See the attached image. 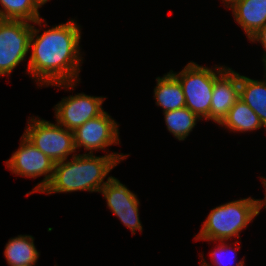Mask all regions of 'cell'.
<instances>
[{
  "label": "cell",
  "instance_id": "6da1fadb",
  "mask_svg": "<svg viewBox=\"0 0 266 266\" xmlns=\"http://www.w3.org/2000/svg\"><path fill=\"white\" fill-rule=\"evenodd\" d=\"M75 19L49 27L39 34L48 24L44 18L32 24L30 36L29 61L26 73L42 88L54 86L64 90H74L79 81L81 64L80 49L81 26ZM46 22V23H44ZM44 23V24H43ZM44 27H43V26Z\"/></svg>",
  "mask_w": 266,
  "mask_h": 266
},
{
  "label": "cell",
  "instance_id": "7a4b0ae2",
  "mask_svg": "<svg viewBox=\"0 0 266 266\" xmlns=\"http://www.w3.org/2000/svg\"><path fill=\"white\" fill-rule=\"evenodd\" d=\"M129 154L110 152L103 156L76 154L71 160L56 162L49 185L41 192L46 195L75 191L100 192L109 181L104 179Z\"/></svg>",
  "mask_w": 266,
  "mask_h": 266
},
{
  "label": "cell",
  "instance_id": "3957f363",
  "mask_svg": "<svg viewBox=\"0 0 266 266\" xmlns=\"http://www.w3.org/2000/svg\"><path fill=\"white\" fill-rule=\"evenodd\" d=\"M258 200L252 197L230 201L213 208L202 222L196 240L207 242L240 238V234L259 215Z\"/></svg>",
  "mask_w": 266,
  "mask_h": 266
},
{
  "label": "cell",
  "instance_id": "277c9868",
  "mask_svg": "<svg viewBox=\"0 0 266 266\" xmlns=\"http://www.w3.org/2000/svg\"><path fill=\"white\" fill-rule=\"evenodd\" d=\"M228 68L225 65L212 68L190 61L180 72H170L179 80L185 95V107L199 118L209 121L214 81Z\"/></svg>",
  "mask_w": 266,
  "mask_h": 266
},
{
  "label": "cell",
  "instance_id": "5b68a950",
  "mask_svg": "<svg viewBox=\"0 0 266 266\" xmlns=\"http://www.w3.org/2000/svg\"><path fill=\"white\" fill-rule=\"evenodd\" d=\"M23 135L55 163L67 160L69 155L72 157L77 154L74 132L57 122L54 124L39 116L29 117Z\"/></svg>",
  "mask_w": 266,
  "mask_h": 266
},
{
  "label": "cell",
  "instance_id": "8992f818",
  "mask_svg": "<svg viewBox=\"0 0 266 266\" xmlns=\"http://www.w3.org/2000/svg\"><path fill=\"white\" fill-rule=\"evenodd\" d=\"M6 168L12 174L26 178L44 176L35 188L26 195L42 192L51 182L54 174L55 162L34 146L23 134L19 148L5 162Z\"/></svg>",
  "mask_w": 266,
  "mask_h": 266
},
{
  "label": "cell",
  "instance_id": "52a82bcc",
  "mask_svg": "<svg viewBox=\"0 0 266 266\" xmlns=\"http://www.w3.org/2000/svg\"><path fill=\"white\" fill-rule=\"evenodd\" d=\"M32 24L25 20L0 19V76L26 61L29 53Z\"/></svg>",
  "mask_w": 266,
  "mask_h": 266
},
{
  "label": "cell",
  "instance_id": "ba28073f",
  "mask_svg": "<svg viewBox=\"0 0 266 266\" xmlns=\"http://www.w3.org/2000/svg\"><path fill=\"white\" fill-rule=\"evenodd\" d=\"M74 146L77 149L84 148L88 154L94 151L106 150L111 145H119V124L108 112L103 111L99 116L89 119L74 131Z\"/></svg>",
  "mask_w": 266,
  "mask_h": 266
},
{
  "label": "cell",
  "instance_id": "9c48e42d",
  "mask_svg": "<svg viewBox=\"0 0 266 266\" xmlns=\"http://www.w3.org/2000/svg\"><path fill=\"white\" fill-rule=\"evenodd\" d=\"M99 193L106 199L110 212L117 216L133 235L136 234V231L142 232L143 226L139 217L140 202L133 191H130L117 178L109 176V181Z\"/></svg>",
  "mask_w": 266,
  "mask_h": 266
},
{
  "label": "cell",
  "instance_id": "30bf717a",
  "mask_svg": "<svg viewBox=\"0 0 266 266\" xmlns=\"http://www.w3.org/2000/svg\"><path fill=\"white\" fill-rule=\"evenodd\" d=\"M106 97L77 93L62 98L54 106L56 122L70 131H74L89 119L99 116L103 111Z\"/></svg>",
  "mask_w": 266,
  "mask_h": 266
},
{
  "label": "cell",
  "instance_id": "8fae6325",
  "mask_svg": "<svg viewBox=\"0 0 266 266\" xmlns=\"http://www.w3.org/2000/svg\"><path fill=\"white\" fill-rule=\"evenodd\" d=\"M238 99L239 73L228 67L214 81L209 120L219 125Z\"/></svg>",
  "mask_w": 266,
  "mask_h": 266
},
{
  "label": "cell",
  "instance_id": "7c38bea8",
  "mask_svg": "<svg viewBox=\"0 0 266 266\" xmlns=\"http://www.w3.org/2000/svg\"><path fill=\"white\" fill-rule=\"evenodd\" d=\"M224 5L248 39L266 25V0H228Z\"/></svg>",
  "mask_w": 266,
  "mask_h": 266
},
{
  "label": "cell",
  "instance_id": "4fadbf2b",
  "mask_svg": "<svg viewBox=\"0 0 266 266\" xmlns=\"http://www.w3.org/2000/svg\"><path fill=\"white\" fill-rule=\"evenodd\" d=\"M154 99L156 105L162 107L163 113L185 107V95L182 86L170 71L163 77L156 78Z\"/></svg>",
  "mask_w": 266,
  "mask_h": 266
},
{
  "label": "cell",
  "instance_id": "5bb4252c",
  "mask_svg": "<svg viewBox=\"0 0 266 266\" xmlns=\"http://www.w3.org/2000/svg\"><path fill=\"white\" fill-rule=\"evenodd\" d=\"M31 235H18L6 243L4 257L9 266H35L40 253Z\"/></svg>",
  "mask_w": 266,
  "mask_h": 266
},
{
  "label": "cell",
  "instance_id": "9a60e30c",
  "mask_svg": "<svg viewBox=\"0 0 266 266\" xmlns=\"http://www.w3.org/2000/svg\"><path fill=\"white\" fill-rule=\"evenodd\" d=\"M263 80H254L239 74V98L258 116L266 128V71Z\"/></svg>",
  "mask_w": 266,
  "mask_h": 266
},
{
  "label": "cell",
  "instance_id": "2e32d148",
  "mask_svg": "<svg viewBox=\"0 0 266 266\" xmlns=\"http://www.w3.org/2000/svg\"><path fill=\"white\" fill-rule=\"evenodd\" d=\"M219 125L233 133L252 132L261 128L266 130L259 116L240 98Z\"/></svg>",
  "mask_w": 266,
  "mask_h": 266
},
{
  "label": "cell",
  "instance_id": "e0dca14e",
  "mask_svg": "<svg viewBox=\"0 0 266 266\" xmlns=\"http://www.w3.org/2000/svg\"><path fill=\"white\" fill-rule=\"evenodd\" d=\"M166 127L179 141H184L193 131L198 121L201 120L187 107L164 112Z\"/></svg>",
  "mask_w": 266,
  "mask_h": 266
},
{
  "label": "cell",
  "instance_id": "ac0fdd59",
  "mask_svg": "<svg viewBox=\"0 0 266 266\" xmlns=\"http://www.w3.org/2000/svg\"><path fill=\"white\" fill-rule=\"evenodd\" d=\"M0 6V19L25 20L33 23L42 18L39 7L33 0H0Z\"/></svg>",
  "mask_w": 266,
  "mask_h": 266
},
{
  "label": "cell",
  "instance_id": "d6986e66",
  "mask_svg": "<svg viewBox=\"0 0 266 266\" xmlns=\"http://www.w3.org/2000/svg\"><path fill=\"white\" fill-rule=\"evenodd\" d=\"M219 245L211 251V262L214 266H232L233 262L236 261L237 249H240L239 241H235V246L233 242L231 246L226 241H218ZM234 245V246H233ZM231 255V256H230ZM227 258V260H225ZM244 257L237 262L234 266H245ZM226 262V263H224Z\"/></svg>",
  "mask_w": 266,
  "mask_h": 266
},
{
  "label": "cell",
  "instance_id": "ffe728a7",
  "mask_svg": "<svg viewBox=\"0 0 266 266\" xmlns=\"http://www.w3.org/2000/svg\"><path fill=\"white\" fill-rule=\"evenodd\" d=\"M252 43H261L263 46L264 54L262 56V62L264 65V68L266 67V25L259 29L254 35H252L249 39Z\"/></svg>",
  "mask_w": 266,
  "mask_h": 266
},
{
  "label": "cell",
  "instance_id": "44dd1931",
  "mask_svg": "<svg viewBox=\"0 0 266 266\" xmlns=\"http://www.w3.org/2000/svg\"><path fill=\"white\" fill-rule=\"evenodd\" d=\"M261 180H262V184L263 186L265 187V195H264V198L261 200L259 199L258 200V207H259V214H260V211L265 208L266 209V178L265 177H259Z\"/></svg>",
  "mask_w": 266,
  "mask_h": 266
},
{
  "label": "cell",
  "instance_id": "7402d4cb",
  "mask_svg": "<svg viewBox=\"0 0 266 266\" xmlns=\"http://www.w3.org/2000/svg\"><path fill=\"white\" fill-rule=\"evenodd\" d=\"M200 266H212L209 263H207L206 259L203 257V254H200Z\"/></svg>",
  "mask_w": 266,
  "mask_h": 266
},
{
  "label": "cell",
  "instance_id": "603a6c76",
  "mask_svg": "<svg viewBox=\"0 0 266 266\" xmlns=\"http://www.w3.org/2000/svg\"><path fill=\"white\" fill-rule=\"evenodd\" d=\"M36 5L41 8L44 4H46V2L50 1V0H33Z\"/></svg>",
  "mask_w": 266,
  "mask_h": 266
},
{
  "label": "cell",
  "instance_id": "cb8c5ba5",
  "mask_svg": "<svg viewBox=\"0 0 266 266\" xmlns=\"http://www.w3.org/2000/svg\"><path fill=\"white\" fill-rule=\"evenodd\" d=\"M227 1H228V0H222V3H224V4H225Z\"/></svg>",
  "mask_w": 266,
  "mask_h": 266
}]
</instances>
